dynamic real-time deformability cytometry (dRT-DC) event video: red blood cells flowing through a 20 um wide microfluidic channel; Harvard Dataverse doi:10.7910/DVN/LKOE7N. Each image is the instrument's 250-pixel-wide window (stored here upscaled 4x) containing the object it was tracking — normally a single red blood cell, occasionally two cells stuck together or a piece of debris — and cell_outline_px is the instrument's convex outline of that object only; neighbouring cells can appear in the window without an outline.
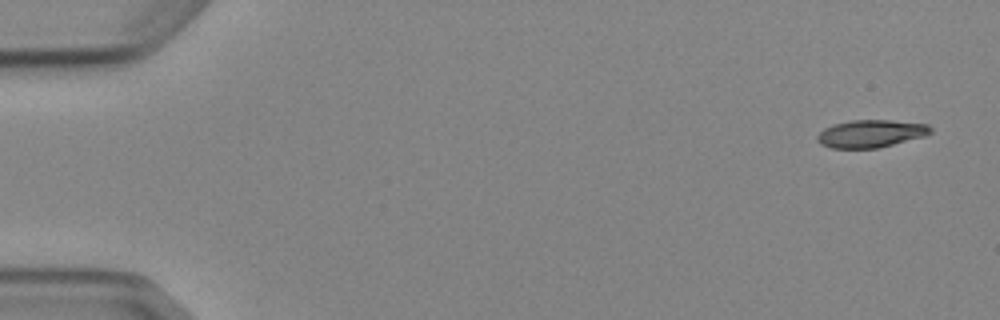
{"species": "Egyptian fruit bat (a non-hibernating species)", "species_latin": "Rousettus aegyptiacus", "temperature_condition": "cold", "stored_images_in_passage": 5, "camera_frame_rate_fps": 3000, "um_per_image_px": 0.085, "animal": {"sex": "female"}, "frame": {"image": 1, "passage_image": 1, "time_ms": 0.0, "image_size_px": [1000, 320], "cell_outline_px": [[932, 132], [924, 136], [876, 148], [832, 148], [820, 144], [816, 140], [816, 136], [824, 128], [832, 124], [852, 120], [892, 120], [928, 124], [932, 128]], "centroid_in_image_um": [73.99, 11.35], "position_along_channel_um": 11.0, "area_um2": 18.21}}
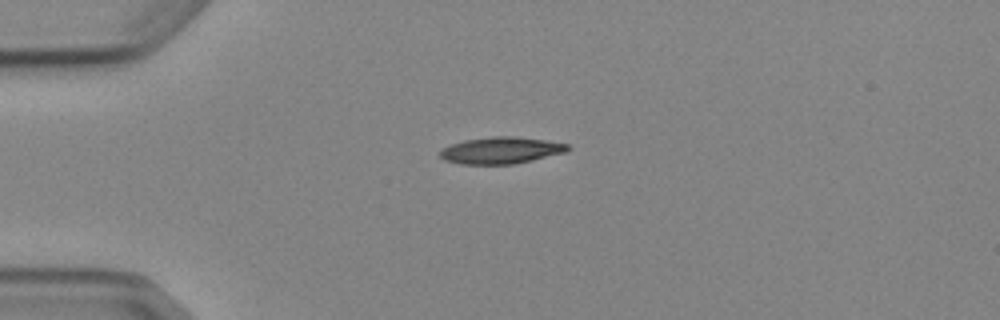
{"frame": {"image": 2, "passage_image": 4, "time_ms": 3.667, "image_size_px": [1000, 320], "cell_outline_px": [[572, 148], [564, 152], [532, 160], [512, 164], [460, 164], [444, 160], [440, 156], [440, 152], [444, 148], [452, 144], [464, 140], [492, 136], [516, 136], [544, 140], [568, 144]], "centroid_in_image_um": [42.58, 12.78], "position_along_channel_um": 42.4, "area_um2": 19.71}}